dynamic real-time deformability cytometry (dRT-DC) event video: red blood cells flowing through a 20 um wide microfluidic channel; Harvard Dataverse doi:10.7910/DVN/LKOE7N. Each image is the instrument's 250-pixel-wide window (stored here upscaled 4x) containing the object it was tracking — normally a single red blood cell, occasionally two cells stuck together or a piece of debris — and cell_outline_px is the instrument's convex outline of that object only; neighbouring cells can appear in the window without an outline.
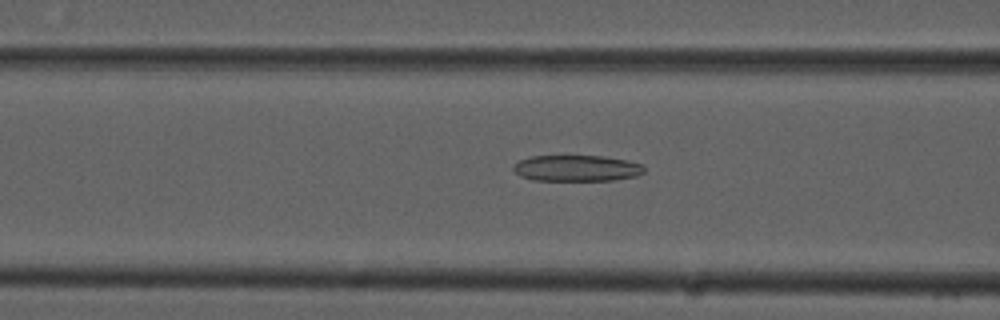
{"species": "common noctule bat (a hibernating species)", "species_latin": "Nyctalus noctula", "temperature_condition": "cold", "stored_images_in_passage": 53, "camera_frame_rate_fps": 3000, "um_per_image_px": 0.085, "animal": {"sex": "male", "forearm_length_mm": 52.5}, "frame": {"image": 1, "passage_image": 21, "time_ms": 6.667, "image_size_px": [1000, 320], "cell_outline_px": [[644, 172], [636, 176], [612, 180], [532, 180], [520, 176], [512, 168], [520, 160], [532, 156], [604, 156], [628, 160], [644, 164]], "centroid_in_image_um": [49.05, 14.29], "position_along_channel_um": 117.5, "area_um2": 19.88}}
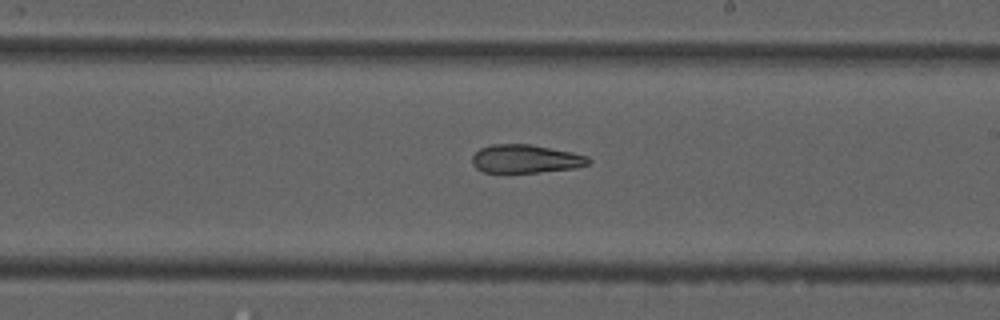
{"frame": {"image": 2, "passage_image": 31, "time_ms": 10.0, "image_size_px": [1000, 320], "cell_outline_px": [[592, 160], [588, 164], [576, 168], [540, 172], [484, 172], [476, 168], [472, 164], [472, 156], [480, 148], [492, 144], [532, 144], [572, 152], [588, 156]], "centroid_in_image_um": [44.69, 13.49], "position_along_channel_um": 244.3, "area_um2": 19.31}}
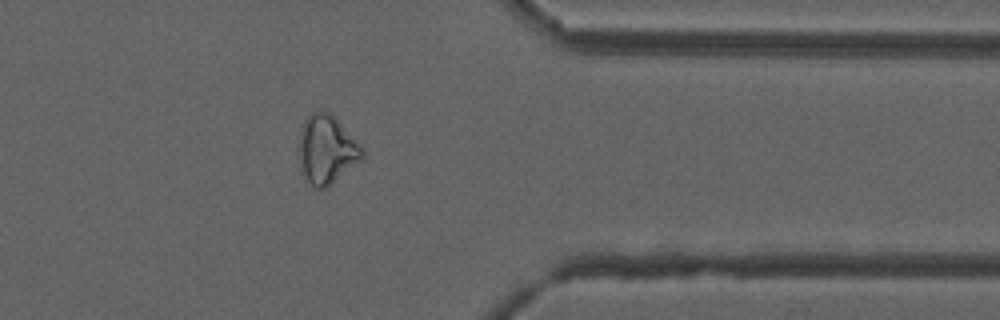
{"frame": {"image": 3, "passage_image": 43, "time_ms": 14.0, "image_size_px": [1000, 320], "cell_outline_px": [[364, 156], [360, 160], [324, 188], [316, 188], [308, 180], [304, 172], [300, 156], [300, 132], [308, 116], [312, 112], [328, 112], [364, 148]], "centroid_in_image_um": [27.79, 12.69], "position_along_channel_um": 383.6, "area_um2": 23.93}, "authors_computed_cell_mechanics": {"area_um2": 22.7732, "velocity_mm_per_s": 3.8019, "shape_relaxation_time_tau1_ms": null, "shape_relaxation_time_tau2_ms": 3.904, "deformation_change_tau1": null, "deformation_change_tau2": 0.1394}}